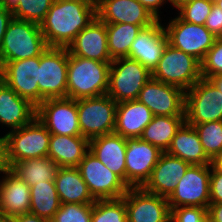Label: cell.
I'll return each instance as SVG.
<instances>
[{
	"instance_id": "cell-13",
	"label": "cell",
	"mask_w": 222,
	"mask_h": 222,
	"mask_svg": "<svg viewBox=\"0 0 222 222\" xmlns=\"http://www.w3.org/2000/svg\"><path fill=\"white\" fill-rule=\"evenodd\" d=\"M36 117L51 134L81 135L77 100L68 97L46 99L36 108Z\"/></svg>"
},
{
	"instance_id": "cell-35",
	"label": "cell",
	"mask_w": 222,
	"mask_h": 222,
	"mask_svg": "<svg viewBox=\"0 0 222 222\" xmlns=\"http://www.w3.org/2000/svg\"><path fill=\"white\" fill-rule=\"evenodd\" d=\"M54 1L55 0H19L18 5L12 10L13 18L40 25Z\"/></svg>"
},
{
	"instance_id": "cell-11",
	"label": "cell",
	"mask_w": 222,
	"mask_h": 222,
	"mask_svg": "<svg viewBox=\"0 0 222 222\" xmlns=\"http://www.w3.org/2000/svg\"><path fill=\"white\" fill-rule=\"evenodd\" d=\"M95 200L122 198L128 185L92 152L88 151L77 167Z\"/></svg>"
},
{
	"instance_id": "cell-8",
	"label": "cell",
	"mask_w": 222,
	"mask_h": 222,
	"mask_svg": "<svg viewBox=\"0 0 222 222\" xmlns=\"http://www.w3.org/2000/svg\"><path fill=\"white\" fill-rule=\"evenodd\" d=\"M67 47H47L40 55L39 105L46 99L67 97Z\"/></svg>"
},
{
	"instance_id": "cell-23",
	"label": "cell",
	"mask_w": 222,
	"mask_h": 222,
	"mask_svg": "<svg viewBox=\"0 0 222 222\" xmlns=\"http://www.w3.org/2000/svg\"><path fill=\"white\" fill-rule=\"evenodd\" d=\"M35 117L36 107L0 79V124L13 131L29 124Z\"/></svg>"
},
{
	"instance_id": "cell-46",
	"label": "cell",
	"mask_w": 222,
	"mask_h": 222,
	"mask_svg": "<svg viewBox=\"0 0 222 222\" xmlns=\"http://www.w3.org/2000/svg\"><path fill=\"white\" fill-rule=\"evenodd\" d=\"M8 168L6 164L5 136L0 137V174Z\"/></svg>"
},
{
	"instance_id": "cell-17",
	"label": "cell",
	"mask_w": 222,
	"mask_h": 222,
	"mask_svg": "<svg viewBox=\"0 0 222 222\" xmlns=\"http://www.w3.org/2000/svg\"><path fill=\"white\" fill-rule=\"evenodd\" d=\"M128 222H170L167 198L141 188H129L123 196Z\"/></svg>"
},
{
	"instance_id": "cell-6",
	"label": "cell",
	"mask_w": 222,
	"mask_h": 222,
	"mask_svg": "<svg viewBox=\"0 0 222 222\" xmlns=\"http://www.w3.org/2000/svg\"><path fill=\"white\" fill-rule=\"evenodd\" d=\"M152 72L129 57L114 59L109 69L107 95L117 103L137 99Z\"/></svg>"
},
{
	"instance_id": "cell-47",
	"label": "cell",
	"mask_w": 222,
	"mask_h": 222,
	"mask_svg": "<svg viewBox=\"0 0 222 222\" xmlns=\"http://www.w3.org/2000/svg\"><path fill=\"white\" fill-rule=\"evenodd\" d=\"M211 166L217 171L222 173V152L218 155H216L211 160Z\"/></svg>"
},
{
	"instance_id": "cell-20",
	"label": "cell",
	"mask_w": 222,
	"mask_h": 222,
	"mask_svg": "<svg viewBox=\"0 0 222 222\" xmlns=\"http://www.w3.org/2000/svg\"><path fill=\"white\" fill-rule=\"evenodd\" d=\"M189 163L162 152L149 180L142 187L146 192L168 198L185 175Z\"/></svg>"
},
{
	"instance_id": "cell-42",
	"label": "cell",
	"mask_w": 222,
	"mask_h": 222,
	"mask_svg": "<svg viewBox=\"0 0 222 222\" xmlns=\"http://www.w3.org/2000/svg\"><path fill=\"white\" fill-rule=\"evenodd\" d=\"M13 18V13L11 10L6 9L4 6L0 4V49L3 43V38L5 31L7 30V26L9 22Z\"/></svg>"
},
{
	"instance_id": "cell-41",
	"label": "cell",
	"mask_w": 222,
	"mask_h": 222,
	"mask_svg": "<svg viewBox=\"0 0 222 222\" xmlns=\"http://www.w3.org/2000/svg\"><path fill=\"white\" fill-rule=\"evenodd\" d=\"M204 26L216 37H222V10L213 4Z\"/></svg>"
},
{
	"instance_id": "cell-21",
	"label": "cell",
	"mask_w": 222,
	"mask_h": 222,
	"mask_svg": "<svg viewBox=\"0 0 222 222\" xmlns=\"http://www.w3.org/2000/svg\"><path fill=\"white\" fill-rule=\"evenodd\" d=\"M96 14L105 24L151 26L157 21L138 0H103L96 7Z\"/></svg>"
},
{
	"instance_id": "cell-26",
	"label": "cell",
	"mask_w": 222,
	"mask_h": 222,
	"mask_svg": "<svg viewBox=\"0 0 222 222\" xmlns=\"http://www.w3.org/2000/svg\"><path fill=\"white\" fill-rule=\"evenodd\" d=\"M89 151V140L81 135L51 134L48 157L58 167H78Z\"/></svg>"
},
{
	"instance_id": "cell-10",
	"label": "cell",
	"mask_w": 222,
	"mask_h": 222,
	"mask_svg": "<svg viewBox=\"0 0 222 222\" xmlns=\"http://www.w3.org/2000/svg\"><path fill=\"white\" fill-rule=\"evenodd\" d=\"M211 164L190 165L167 198L170 210L177 207L208 208Z\"/></svg>"
},
{
	"instance_id": "cell-9",
	"label": "cell",
	"mask_w": 222,
	"mask_h": 222,
	"mask_svg": "<svg viewBox=\"0 0 222 222\" xmlns=\"http://www.w3.org/2000/svg\"><path fill=\"white\" fill-rule=\"evenodd\" d=\"M185 120L189 125L222 120V92L208 79L185 91Z\"/></svg>"
},
{
	"instance_id": "cell-53",
	"label": "cell",
	"mask_w": 222,
	"mask_h": 222,
	"mask_svg": "<svg viewBox=\"0 0 222 222\" xmlns=\"http://www.w3.org/2000/svg\"><path fill=\"white\" fill-rule=\"evenodd\" d=\"M103 0H93V2L95 3L96 7L102 2Z\"/></svg>"
},
{
	"instance_id": "cell-33",
	"label": "cell",
	"mask_w": 222,
	"mask_h": 222,
	"mask_svg": "<svg viewBox=\"0 0 222 222\" xmlns=\"http://www.w3.org/2000/svg\"><path fill=\"white\" fill-rule=\"evenodd\" d=\"M91 222H128L123 197L95 200L92 207Z\"/></svg>"
},
{
	"instance_id": "cell-25",
	"label": "cell",
	"mask_w": 222,
	"mask_h": 222,
	"mask_svg": "<svg viewBox=\"0 0 222 222\" xmlns=\"http://www.w3.org/2000/svg\"><path fill=\"white\" fill-rule=\"evenodd\" d=\"M153 116L151 110L137 99L117 103L114 133L125 138H139Z\"/></svg>"
},
{
	"instance_id": "cell-5",
	"label": "cell",
	"mask_w": 222,
	"mask_h": 222,
	"mask_svg": "<svg viewBox=\"0 0 222 222\" xmlns=\"http://www.w3.org/2000/svg\"><path fill=\"white\" fill-rule=\"evenodd\" d=\"M152 78L187 91L202 78L201 62L167 43Z\"/></svg>"
},
{
	"instance_id": "cell-2",
	"label": "cell",
	"mask_w": 222,
	"mask_h": 222,
	"mask_svg": "<svg viewBox=\"0 0 222 222\" xmlns=\"http://www.w3.org/2000/svg\"><path fill=\"white\" fill-rule=\"evenodd\" d=\"M111 62L77 57L68 52L67 97L74 100L105 95Z\"/></svg>"
},
{
	"instance_id": "cell-50",
	"label": "cell",
	"mask_w": 222,
	"mask_h": 222,
	"mask_svg": "<svg viewBox=\"0 0 222 222\" xmlns=\"http://www.w3.org/2000/svg\"><path fill=\"white\" fill-rule=\"evenodd\" d=\"M189 0H168V2L172 5V9H178L180 8L183 4L187 3ZM175 7V8H173Z\"/></svg>"
},
{
	"instance_id": "cell-31",
	"label": "cell",
	"mask_w": 222,
	"mask_h": 222,
	"mask_svg": "<svg viewBox=\"0 0 222 222\" xmlns=\"http://www.w3.org/2000/svg\"><path fill=\"white\" fill-rule=\"evenodd\" d=\"M130 23L106 24L107 43L111 59L128 57L131 44L143 28Z\"/></svg>"
},
{
	"instance_id": "cell-36",
	"label": "cell",
	"mask_w": 222,
	"mask_h": 222,
	"mask_svg": "<svg viewBox=\"0 0 222 222\" xmlns=\"http://www.w3.org/2000/svg\"><path fill=\"white\" fill-rule=\"evenodd\" d=\"M213 4V0H189L177 9V14L185 22L204 25Z\"/></svg>"
},
{
	"instance_id": "cell-22",
	"label": "cell",
	"mask_w": 222,
	"mask_h": 222,
	"mask_svg": "<svg viewBox=\"0 0 222 222\" xmlns=\"http://www.w3.org/2000/svg\"><path fill=\"white\" fill-rule=\"evenodd\" d=\"M0 179V213L7 219L29 213L31 193L29 185L7 168Z\"/></svg>"
},
{
	"instance_id": "cell-14",
	"label": "cell",
	"mask_w": 222,
	"mask_h": 222,
	"mask_svg": "<svg viewBox=\"0 0 222 222\" xmlns=\"http://www.w3.org/2000/svg\"><path fill=\"white\" fill-rule=\"evenodd\" d=\"M154 116H185V91L150 78L137 97Z\"/></svg>"
},
{
	"instance_id": "cell-29",
	"label": "cell",
	"mask_w": 222,
	"mask_h": 222,
	"mask_svg": "<svg viewBox=\"0 0 222 222\" xmlns=\"http://www.w3.org/2000/svg\"><path fill=\"white\" fill-rule=\"evenodd\" d=\"M185 122V116H153L139 138L166 152L173 137Z\"/></svg>"
},
{
	"instance_id": "cell-39",
	"label": "cell",
	"mask_w": 222,
	"mask_h": 222,
	"mask_svg": "<svg viewBox=\"0 0 222 222\" xmlns=\"http://www.w3.org/2000/svg\"><path fill=\"white\" fill-rule=\"evenodd\" d=\"M170 222H211L206 208L177 207L171 209Z\"/></svg>"
},
{
	"instance_id": "cell-45",
	"label": "cell",
	"mask_w": 222,
	"mask_h": 222,
	"mask_svg": "<svg viewBox=\"0 0 222 222\" xmlns=\"http://www.w3.org/2000/svg\"><path fill=\"white\" fill-rule=\"evenodd\" d=\"M207 213L211 218V222H222V203L209 204Z\"/></svg>"
},
{
	"instance_id": "cell-3",
	"label": "cell",
	"mask_w": 222,
	"mask_h": 222,
	"mask_svg": "<svg viewBox=\"0 0 222 222\" xmlns=\"http://www.w3.org/2000/svg\"><path fill=\"white\" fill-rule=\"evenodd\" d=\"M47 47L38 24L12 18L0 49V69L10 61L40 56Z\"/></svg>"
},
{
	"instance_id": "cell-7",
	"label": "cell",
	"mask_w": 222,
	"mask_h": 222,
	"mask_svg": "<svg viewBox=\"0 0 222 222\" xmlns=\"http://www.w3.org/2000/svg\"><path fill=\"white\" fill-rule=\"evenodd\" d=\"M117 102L109 95L77 99L81 136L88 140L110 134L115 129Z\"/></svg>"
},
{
	"instance_id": "cell-30",
	"label": "cell",
	"mask_w": 222,
	"mask_h": 222,
	"mask_svg": "<svg viewBox=\"0 0 222 222\" xmlns=\"http://www.w3.org/2000/svg\"><path fill=\"white\" fill-rule=\"evenodd\" d=\"M58 168L54 161L46 156L18 161L10 169L32 187L36 183L54 181Z\"/></svg>"
},
{
	"instance_id": "cell-32",
	"label": "cell",
	"mask_w": 222,
	"mask_h": 222,
	"mask_svg": "<svg viewBox=\"0 0 222 222\" xmlns=\"http://www.w3.org/2000/svg\"><path fill=\"white\" fill-rule=\"evenodd\" d=\"M30 193L29 213L51 220L61 205L54 181L36 183L30 187Z\"/></svg>"
},
{
	"instance_id": "cell-34",
	"label": "cell",
	"mask_w": 222,
	"mask_h": 222,
	"mask_svg": "<svg viewBox=\"0 0 222 222\" xmlns=\"http://www.w3.org/2000/svg\"><path fill=\"white\" fill-rule=\"evenodd\" d=\"M191 126L197 131L203 149L211 160L222 152V120Z\"/></svg>"
},
{
	"instance_id": "cell-4",
	"label": "cell",
	"mask_w": 222,
	"mask_h": 222,
	"mask_svg": "<svg viewBox=\"0 0 222 222\" xmlns=\"http://www.w3.org/2000/svg\"><path fill=\"white\" fill-rule=\"evenodd\" d=\"M4 136L8 168L18 161L48 155L51 133L37 117L24 127L8 131Z\"/></svg>"
},
{
	"instance_id": "cell-49",
	"label": "cell",
	"mask_w": 222,
	"mask_h": 222,
	"mask_svg": "<svg viewBox=\"0 0 222 222\" xmlns=\"http://www.w3.org/2000/svg\"><path fill=\"white\" fill-rule=\"evenodd\" d=\"M19 3V0H0V4L8 10H13Z\"/></svg>"
},
{
	"instance_id": "cell-51",
	"label": "cell",
	"mask_w": 222,
	"mask_h": 222,
	"mask_svg": "<svg viewBox=\"0 0 222 222\" xmlns=\"http://www.w3.org/2000/svg\"><path fill=\"white\" fill-rule=\"evenodd\" d=\"M214 5H216L218 8L222 10V0H213Z\"/></svg>"
},
{
	"instance_id": "cell-48",
	"label": "cell",
	"mask_w": 222,
	"mask_h": 222,
	"mask_svg": "<svg viewBox=\"0 0 222 222\" xmlns=\"http://www.w3.org/2000/svg\"><path fill=\"white\" fill-rule=\"evenodd\" d=\"M208 80L222 92V74L210 76Z\"/></svg>"
},
{
	"instance_id": "cell-12",
	"label": "cell",
	"mask_w": 222,
	"mask_h": 222,
	"mask_svg": "<svg viewBox=\"0 0 222 222\" xmlns=\"http://www.w3.org/2000/svg\"><path fill=\"white\" fill-rule=\"evenodd\" d=\"M164 28L170 45L193 56L200 62L203 61L206 53L217 39L204 25L185 22L178 15L169 19Z\"/></svg>"
},
{
	"instance_id": "cell-43",
	"label": "cell",
	"mask_w": 222,
	"mask_h": 222,
	"mask_svg": "<svg viewBox=\"0 0 222 222\" xmlns=\"http://www.w3.org/2000/svg\"><path fill=\"white\" fill-rule=\"evenodd\" d=\"M157 20H161L159 10L168 0H138Z\"/></svg>"
},
{
	"instance_id": "cell-40",
	"label": "cell",
	"mask_w": 222,
	"mask_h": 222,
	"mask_svg": "<svg viewBox=\"0 0 222 222\" xmlns=\"http://www.w3.org/2000/svg\"><path fill=\"white\" fill-rule=\"evenodd\" d=\"M210 204L222 203V173L211 166L210 175Z\"/></svg>"
},
{
	"instance_id": "cell-28",
	"label": "cell",
	"mask_w": 222,
	"mask_h": 222,
	"mask_svg": "<svg viewBox=\"0 0 222 222\" xmlns=\"http://www.w3.org/2000/svg\"><path fill=\"white\" fill-rule=\"evenodd\" d=\"M166 152L190 165L211 164V159L206 155L197 131L194 126L186 122L177 131Z\"/></svg>"
},
{
	"instance_id": "cell-24",
	"label": "cell",
	"mask_w": 222,
	"mask_h": 222,
	"mask_svg": "<svg viewBox=\"0 0 222 222\" xmlns=\"http://www.w3.org/2000/svg\"><path fill=\"white\" fill-rule=\"evenodd\" d=\"M89 151L126 183L125 137L113 132L92 138L89 140Z\"/></svg>"
},
{
	"instance_id": "cell-16",
	"label": "cell",
	"mask_w": 222,
	"mask_h": 222,
	"mask_svg": "<svg viewBox=\"0 0 222 222\" xmlns=\"http://www.w3.org/2000/svg\"><path fill=\"white\" fill-rule=\"evenodd\" d=\"M39 65L40 56H37L7 62L0 69V79L36 108L39 106Z\"/></svg>"
},
{
	"instance_id": "cell-1",
	"label": "cell",
	"mask_w": 222,
	"mask_h": 222,
	"mask_svg": "<svg viewBox=\"0 0 222 222\" xmlns=\"http://www.w3.org/2000/svg\"><path fill=\"white\" fill-rule=\"evenodd\" d=\"M95 17L93 0H55L39 26L48 47H68Z\"/></svg>"
},
{
	"instance_id": "cell-15",
	"label": "cell",
	"mask_w": 222,
	"mask_h": 222,
	"mask_svg": "<svg viewBox=\"0 0 222 222\" xmlns=\"http://www.w3.org/2000/svg\"><path fill=\"white\" fill-rule=\"evenodd\" d=\"M163 151L140 138H126V184L141 188L149 180Z\"/></svg>"
},
{
	"instance_id": "cell-19",
	"label": "cell",
	"mask_w": 222,
	"mask_h": 222,
	"mask_svg": "<svg viewBox=\"0 0 222 222\" xmlns=\"http://www.w3.org/2000/svg\"><path fill=\"white\" fill-rule=\"evenodd\" d=\"M67 49L73 56L100 62L113 61L108 50L106 24L98 17L77 34Z\"/></svg>"
},
{
	"instance_id": "cell-44",
	"label": "cell",
	"mask_w": 222,
	"mask_h": 222,
	"mask_svg": "<svg viewBox=\"0 0 222 222\" xmlns=\"http://www.w3.org/2000/svg\"><path fill=\"white\" fill-rule=\"evenodd\" d=\"M10 222H51V221L31 213H24L12 217L10 219Z\"/></svg>"
},
{
	"instance_id": "cell-27",
	"label": "cell",
	"mask_w": 222,
	"mask_h": 222,
	"mask_svg": "<svg viewBox=\"0 0 222 222\" xmlns=\"http://www.w3.org/2000/svg\"><path fill=\"white\" fill-rule=\"evenodd\" d=\"M54 183L61 204H93L95 202L77 167H59Z\"/></svg>"
},
{
	"instance_id": "cell-38",
	"label": "cell",
	"mask_w": 222,
	"mask_h": 222,
	"mask_svg": "<svg viewBox=\"0 0 222 222\" xmlns=\"http://www.w3.org/2000/svg\"><path fill=\"white\" fill-rule=\"evenodd\" d=\"M202 78L222 74V37H217L201 62Z\"/></svg>"
},
{
	"instance_id": "cell-37",
	"label": "cell",
	"mask_w": 222,
	"mask_h": 222,
	"mask_svg": "<svg viewBox=\"0 0 222 222\" xmlns=\"http://www.w3.org/2000/svg\"><path fill=\"white\" fill-rule=\"evenodd\" d=\"M93 204H61L51 222H91Z\"/></svg>"
},
{
	"instance_id": "cell-52",
	"label": "cell",
	"mask_w": 222,
	"mask_h": 222,
	"mask_svg": "<svg viewBox=\"0 0 222 222\" xmlns=\"http://www.w3.org/2000/svg\"><path fill=\"white\" fill-rule=\"evenodd\" d=\"M0 222H10V219H7L5 216H3V215L0 213Z\"/></svg>"
},
{
	"instance_id": "cell-18",
	"label": "cell",
	"mask_w": 222,
	"mask_h": 222,
	"mask_svg": "<svg viewBox=\"0 0 222 222\" xmlns=\"http://www.w3.org/2000/svg\"><path fill=\"white\" fill-rule=\"evenodd\" d=\"M162 20L143 28L130 47L129 58L139 61L150 72L158 65L168 43Z\"/></svg>"
}]
</instances>
